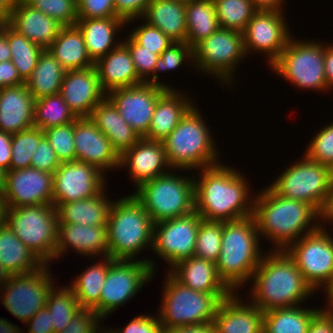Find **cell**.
Segmentation results:
<instances>
[{
  "instance_id": "68",
  "label": "cell",
  "mask_w": 333,
  "mask_h": 333,
  "mask_svg": "<svg viewBox=\"0 0 333 333\" xmlns=\"http://www.w3.org/2000/svg\"><path fill=\"white\" fill-rule=\"evenodd\" d=\"M16 0H0V22H7Z\"/></svg>"
},
{
  "instance_id": "49",
  "label": "cell",
  "mask_w": 333,
  "mask_h": 333,
  "mask_svg": "<svg viewBox=\"0 0 333 333\" xmlns=\"http://www.w3.org/2000/svg\"><path fill=\"white\" fill-rule=\"evenodd\" d=\"M31 7L55 19L62 26H73L78 20L77 0H24Z\"/></svg>"
},
{
  "instance_id": "13",
  "label": "cell",
  "mask_w": 333,
  "mask_h": 333,
  "mask_svg": "<svg viewBox=\"0 0 333 333\" xmlns=\"http://www.w3.org/2000/svg\"><path fill=\"white\" fill-rule=\"evenodd\" d=\"M156 261L152 259L114 260L101 289L99 303L93 310L102 318L123 307L147 282L154 278ZM153 277V278H152ZM143 286V287H142Z\"/></svg>"
},
{
  "instance_id": "26",
  "label": "cell",
  "mask_w": 333,
  "mask_h": 333,
  "mask_svg": "<svg viewBox=\"0 0 333 333\" xmlns=\"http://www.w3.org/2000/svg\"><path fill=\"white\" fill-rule=\"evenodd\" d=\"M184 286L195 291L214 294L220 301L229 297L233 291L219 277L216 263L196 256L183 259L168 271Z\"/></svg>"
},
{
  "instance_id": "18",
  "label": "cell",
  "mask_w": 333,
  "mask_h": 333,
  "mask_svg": "<svg viewBox=\"0 0 333 333\" xmlns=\"http://www.w3.org/2000/svg\"><path fill=\"white\" fill-rule=\"evenodd\" d=\"M95 166L80 161L60 163L53 173L52 204L83 200L98 195L107 179Z\"/></svg>"
},
{
  "instance_id": "53",
  "label": "cell",
  "mask_w": 333,
  "mask_h": 333,
  "mask_svg": "<svg viewBox=\"0 0 333 333\" xmlns=\"http://www.w3.org/2000/svg\"><path fill=\"white\" fill-rule=\"evenodd\" d=\"M102 320L93 309L81 308L59 333H99L104 328L100 324Z\"/></svg>"
},
{
  "instance_id": "61",
  "label": "cell",
  "mask_w": 333,
  "mask_h": 333,
  "mask_svg": "<svg viewBox=\"0 0 333 333\" xmlns=\"http://www.w3.org/2000/svg\"><path fill=\"white\" fill-rule=\"evenodd\" d=\"M12 134L0 131V167L9 171Z\"/></svg>"
},
{
  "instance_id": "55",
  "label": "cell",
  "mask_w": 333,
  "mask_h": 333,
  "mask_svg": "<svg viewBox=\"0 0 333 333\" xmlns=\"http://www.w3.org/2000/svg\"><path fill=\"white\" fill-rule=\"evenodd\" d=\"M59 165L60 161L57 159L54 149L44 136L32 154L31 167L53 174Z\"/></svg>"
},
{
  "instance_id": "10",
  "label": "cell",
  "mask_w": 333,
  "mask_h": 333,
  "mask_svg": "<svg viewBox=\"0 0 333 333\" xmlns=\"http://www.w3.org/2000/svg\"><path fill=\"white\" fill-rule=\"evenodd\" d=\"M324 44L320 40H299L291 36L270 69L296 88L323 93L328 90L329 93L324 70Z\"/></svg>"
},
{
  "instance_id": "11",
  "label": "cell",
  "mask_w": 333,
  "mask_h": 333,
  "mask_svg": "<svg viewBox=\"0 0 333 333\" xmlns=\"http://www.w3.org/2000/svg\"><path fill=\"white\" fill-rule=\"evenodd\" d=\"M301 158L287 166L269 187L280 196L308 203L320 214L327 200L333 170L304 154Z\"/></svg>"
},
{
  "instance_id": "34",
  "label": "cell",
  "mask_w": 333,
  "mask_h": 333,
  "mask_svg": "<svg viewBox=\"0 0 333 333\" xmlns=\"http://www.w3.org/2000/svg\"><path fill=\"white\" fill-rule=\"evenodd\" d=\"M106 191L105 187L98 195L91 198L58 204L56 206L58 224L107 226L113 201L108 199Z\"/></svg>"
},
{
  "instance_id": "30",
  "label": "cell",
  "mask_w": 333,
  "mask_h": 333,
  "mask_svg": "<svg viewBox=\"0 0 333 333\" xmlns=\"http://www.w3.org/2000/svg\"><path fill=\"white\" fill-rule=\"evenodd\" d=\"M94 67L106 93L143 83L135 71L129 49L123 43L97 60Z\"/></svg>"
},
{
  "instance_id": "32",
  "label": "cell",
  "mask_w": 333,
  "mask_h": 333,
  "mask_svg": "<svg viewBox=\"0 0 333 333\" xmlns=\"http://www.w3.org/2000/svg\"><path fill=\"white\" fill-rule=\"evenodd\" d=\"M90 119L109 139L113 149L121 156L141 137L125 122L114 104L106 97L91 112Z\"/></svg>"
},
{
  "instance_id": "56",
  "label": "cell",
  "mask_w": 333,
  "mask_h": 333,
  "mask_svg": "<svg viewBox=\"0 0 333 333\" xmlns=\"http://www.w3.org/2000/svg\"><path fill=\"white\" fill-rule=\"evenodd\" d=\"M141 314L133 317V319L126 324L124 328H117L108 330L111 333H160L162 325L160 323L158 315Z\"/></svg>"
},
{
  "instance_id": "40",
  "label": "cell",
  "mask_w": 333,
  "mask_h": 333,
  "mask_svg": "<svg viewBox=\"0 0 333 333\" xmlns=\"http://www.w3.org/2000/svg\"><path fill=\"white\" fill-rule=\"evenodd\" d=\"M186 43L194 48L220 28L213 0H192L185 8Z\"/></svg>"
},
{
  "instance_id": "54",
  "label": "cell",
  "mask_w": 333,
  "mask_h": 333,
  "mask_svg": "<svg viewBox=\"0 0 333 333\" xmlns=\"http://www.w3.org/2000/svg\"><path fill=\"white\" fill-rule=\"evenodd\" d=\"M78 19L119 17L114 0H77Z\"/></svg>"
},
{
  "instance_id": "3",
  "label": "cell",
  "mask_w": 333,
  "mask_h": 333,
  "mask_svg": "<svg viewBox=\"0 0 333 333\" xmlns=\"http://www.w3.org/2000/svg\"><path fill=\"white\" fill-rule=\"evenodd\" d=\"M250 283L248 299L263 312L305 304L316 293L284 250L264 252Z\"/></svg>"
},
{
  "instance_id": "59",
  "label": "cell",
  "mask_w": 333,
  "mask_h": 333,
  "mask_svg": "<svg viewBox=\"0 0 333 333\" xmlns=\"http://www.w3.org/2000/svg\"><path fill=\"white\" fill-rule=\"evenodd\" d=\"M12 61L0 62V89L24 84Z\"/></svg>"
},
{
  "instance_id": "29",
  "label": "cell",
  "mask_w": 333,
  "mask_h": 333,
  "mask_svg": "<svg viewBox=\"0 0 333 333\" xmlns=\"http://www.w3.org/2000/svg\"><path fill=\"white\" fill-rule=\"evenodd\" d=\"M182 90L166 89L157 100L151 125L144 137L152 141H163L179 124L186 112L195 105Z\"/></svg>"
},
{
  "instance_id": "39",
  "label": "cell",
  "mask_w": 333,
  "mask_h": 333,
  "mask_svg": "<svg viewBox=\"0 0 333 333\" xmlns=\"http://www.w3.org/2000/svg\"><path fill=\"white\" fill-rule=\"evenodd\" d=\"M101 259L85 268L69 285L81 308L93 309L99 303L108 268L114 261L109 256Z\"/></svg>"
},
{
  "instance_id": "50",
  "label": "cell",
  "mask_w": 333,
  "mask_h": 333,
  "mask_svg": "<svg viewBox=\"0 0 333 333\" xmlns=\"http://www.w3.org/2000/svg\"><path fill=\"white\" fill-rule=\"evenodd\" d=\"M314 134L305 153L308 159L319 162L333 170V123H327V126L319 129Z\"/></svg>"
},
{
  "instance_id": "27",
  "label": "cell",
  "mask_w": 333,
  "mask_h": 333,
  "mask_svg": "<svg viewBox=\"0 0 333 333\" xmlns=\"http://www.w3.org/2000/svg\"><path fill=\"white\" fill-rule=\"evenodd\" d=\"M7 23L44 50L57 38L62 25L24 0H16Z\"/></svg>"
},
{
  "instance_id": "47",
  "label": "cell",
  "mask_w": 333,
  "mask_h": 333,
  "mask_svg": "<svg viewBox=\"0 0 333 333\" xmlns=\"http://www.w3.org/2000/svg\"><path fill=\"white\" fill-rule=\"evenodd\" d=\"M222 221L201 220L194 256L216 263L221 251Z\"/></svg>"
},
{
  "instance_id": "21",
  "label": "cell",
  "mask_w": 333,
  "mask_h": 333,
  "mask_svg": "<svg viewBox=\"0 0 333 333\" xmlns=\"http://www.w3.org/2000/svg\"><path fill=\"white\" fill-rule=\"evenodd\" d=\"M74 144L76 161L95 166L104 175L110 169L119 170L120 156L90 117L74 121Z\"/></svg>"
},
{
  "instance_id": "2",
  "label": "cell",
  "mask_w": 333,
  "mask_h": 333,
  "mask_svg": "<svg viewBox=\"0 0 333 333\" xmlns=\"http://www.w3.org/2000/svg\"><path fill=\"white\" fill-rule=\"evenodd\" d=\"M257 192L253 217L260 239L270 240V250H285L321 225L320 214L308 203L280 196L269 186Z\"/></svg>"
},
{
  "instance_id": "38",
  "label": "cell",
  "mask_w": 333,
  "mask_h": 333,
  "mask_svg": "<svg viewBox=\"0 0 333 333\" xmlns=\"http://www.w3.org/2000/svg\"><path fill=\"white\" fill-rule=\"evenodd\" d=\"M320 310L298 305L266 311L262 333H307L311 320Z\"/></svg>"
},
{
  "instance_id": "5",
  "label": "cell",
  "mask_w": 333,
  "mask_h": 333,
  "mask_svg": "<svg viewBox=\"0 0 333 333\" xmlns=\"http://www.w3.org/2000/svg\"><path fill=\"white\" fill-rule=\"evenodd\" d=\"M206 122L200 109L193 105L162 141L172 169L195 172L221 163L217 143Z\"/></svg>"
},
{
  "instance_id": "71",
  "label": "cell",
  "mask_w": 333,
  "mask_h": 333,
  "mask_svg": "<svg viewBox=\"0 0 333 333\" xmlns=\"http://www.w3.org/2000/svg\"><path fill=\"white\" fill-rule=\"evenodd\" d=\"M9 274L3 269L0 263V287H2L8 280Z\"/></svg>"
},
{
  "instance_id": "67",
  "label": "cell",
  "mask_w": 333,
  "mask_h": 333,
  "mask_svg": "<svg viewBox=\"0 0 333 333\" xmlns=\"http://www.w3.org/2000/svg\"><path fill=\"white\" fill-rule=\"evenodd\" d=\"M325 296L327 298V300H325V306L322 308L321 306V310L329 315L333 317V280L323 289Z\"/></svg>"
},
{
  "instance_id": "52",
  "label": "cell",
  "mask_w": 333,
  "mask_h": 333,
  "mask_svg": "<svg viewBox=\"0 0 333 333\" xmlns=\"http://www.w3.org/2000/svg\"><path fill=\"white\" fill-rule=\"evenodd\" d=\"M143 22L142 25L134 27L129 36L140 46L161 55L174 42L160 29Z\"/></svg>"
},
{
  "instance_id": "22",
  "label": "cell",
  "mask_w": 333,
  "mask_h": 333,
  "mask_svg": "<svg viewBox=\"0 0 333 333\" xmlns=\"http://www.w3.org/2000/svg\"><path fill=\"white\" fill-rule=\"evenodd\" d=\"M59 93L77 118L90 117L92 110L107 97L94 66L66 71Z\"/></svg>"
},
{
  "instance_id": "42",
  "label": "cell",
  "mask_w": 333,
  "mask_h": 333,
  "mask_svg": "<svg viewBox=\"0 0 333 333\" xmlns=\"http://www.w3.org/2000/svg\"><path fill=\"white\" fill-rule=\"evenodd\" d=\"M6 36L10 46L11 61L17 68L19 76L26 82L44 49L18 33L7 22Z\"/></svg>"
},
{
  "instance_id": "51",
  "label": "cell",
  "mask_w": 333,
  "mask_h": 333,
  "mask_svg": "<svg viewBox=\"0 0 333 333\" xmlns=\"http://www.w3.org/2000/svg\"><path fill=\"white\" fill-rule=\"evenodd\" d=\"M122 43L129 49L138 78L153 84V72L160 55L140 46L129 35Z\"/></svg>"
},
{
  "instance_id": "7",
  "label": "cell",
  "mask_w": 333,
  "mask_h": 333,
  "mask_svg": "<svg viewBox=\"0 0 333 333\" xmlns=\"http://www.w3.org/2000/svg\"><path fill=\"white\" fill-rule=\"evenodd\" d=\"M175 170L142 183L132 193L154 224L195 211L194 175H178Z\"/></svg>"
},
{
  "instance_id": "46",
  "label": "cell",
  "mask_w": 333,
  "mask_h": 333,
  "mask_svg": "<svg viewBox=\"0 0 333 333\" xmlns=\"http://www.w3.org/2000/svg\"><path fill=\"white\" fill-rule=\"evenodd\" d=\"M184 63L195 67L193 48L186 42H174L158 58L153 72V84L160 85L166 89H173V86L160 81L159 72L173 71L180 68Z\"/></svg>"
},
{
  "instance_id": "48",
  "label": "cell",
  "mask_w": 333,
  "mask_h": 333,
  "mask_svg": "<svg viewBox=\"0 0 333 333\" xmlns=\"http://www.w3.org/2000/svg\"><path fill=\"white\" fill-rule=\"evenodd\" d=\"M60 163L76 161L74 122L43 130Z\"/></svg>"
},
{
  "instance_id": "36",
  "label": "cell",
  "mask_w": 333,
  "mask_h": 333,
  "mask_svg": "<svg viewBox=\"0 0 333 333\" xmlns=\"http://www.w3.org/2000/svg\"><path fill=\"white\" fill-rule=\"evenodd\" d=\"M0 263L9 275L30 273L44 264L7 224L0 227Z\"/></svg>"
},
{
  "instance_id": "6",
  "label": "cell",
  "mask_w": 333,
  "mask_h": 333,
  "mask_svg": "<svg viewBox=\"0 0 333 333\" xmlns=\"http://www.w3.org/2000/svg\"><path fill=\"white\" fill-rule=\"evenodd\" d=\"M154 223L133 195L113 200L107 223L108 256L114 260H137L152 248Z\"/></svg>"
},
{
  "instance_id": "64",
  "label": "cell",
  "mask_w": 333,
  "mask_h": 333,
  "mask_svg": "<svg viewBox=\"0 0 333 333\" xmlns=\"http://www.w3.org/2000/svg\"><path fill=\"white\" fill-rule=\"evenodd\" d=\"M10 60L11 51L6 36V22H0V62Z\"/></svg>"
},
{
  "instance_id": "16",
  "label": "cell",
  "mask_w": 333,
  "mask_h": 333,
  "mask_svg": "<svg viewBox=\"0 0 333 333\" xmlns=\"http://www.w3.org/2000/svg\"><path fill=\"white\" fill-rule=\"evenodd\" d=\"M202 218L193 211L190 214L154 224L150 251L173 267L183 259L193 257L196 236Z\"/></svg>"
},
{
  "instance_id": "33",
  "label": "cell",
  "mask_w": 333,
  "mask_h": 333,
  "mask_svg": "<svg viewBox=\"0 0 333 333\" xmlns=\"http://www.w3.org/2000/svg\"><path fill=\"white\" fill-rule=\"evenodd\" d=\"M186 2L152 0L139 20L160 29L173 42H186Z\"/></svg>"
},
{
  "instance_id": "20",
  "label": "cell",
  "mask_w": 333,
  "mask_h": 333,
  "mask_svg": "<svg viewBox=\"0 0 333 333\" xmlns=\"http://www.w3.org/2000/svg\"><path fill=\"white\" fill-rule=\"evenodd\" d=\"M2 194L7 208L52 204L53 174L32 167L9 170Z\"/></svg>"
},
{
  "instance_id": "35",
  "label": "cell",
  "mask_w": 333,
  "mask_h": 333,
  "mask_svg": "<svg viewBox=\"0 0 333 333\" xmlns=\"http://www.w3.org/2000/svg\"><path fill=\"white\" fill-rule=\"evenodd\" d=\"M48 51L66 71L94 66L86 50L83 35L76 25L62 26Z\"/></svg>"
},
{
  "instance_id": "57",
  "label": "cell",
  "mask_w": 333,
  "mask_h": 333,
  "mask_svg": "<svg viewBox=\"0 0 333 333\" xmlns=\"http://www.w3.org/2000/svg\"><path fill=\"white\" fill-rule=\"evenodd\" d=\"M152 0H114L116 14L130 24L141 18Z\"/></svg>"
},
{
  "instance_id": "70",
  "label": "cell",
  "mask_w": 333,
  "mask_h": 333,
  "mask_svg": "<svg viewBox=\"0 0 333 333\" xmlns=\"http://www.w3.org/2000/svg\"><path fill=\"white\" fill-rule=\"evenodd\" d=\"M6 212H7L6 201L3 198V194H0V227L6 224Z\"/></svg>"
},
{
  "instance_id": "14",
  "label": "cell",
  "mask_w": 333,
  "mask_h": 333,
  "mask_svg": "<svg viewBox=\"0 0 333 333\" xmlns=\"http://www.w3.org/2000/svg\"><path fill=\"white\" fill-rule=\"evenodd\" d=\"M327 228L320 225L284 250L316 293L333 280V229Z\"/></svg>"
},
{
  "instance_id": "72",
  "label": "cell",
  "mask_w": 333,
  "mask_h": 333,
  "mask_svg": "<svg viewBox=\"0 0 333 333\" xmlns=\"http://www.w3.org/2000/svg\"><path fill=\"white\" fill-rule=\"evenodd\" d=\"M5 179H6V171L0 167V194H2L4 191Z\"/></svg>"
},
{
  "instance_id": "69",
  "label": "cell",
  "mask_w": 333,
  "mask_h": 333,
  "mask_svg": "<svg viewBox=\"0 0 333 333\" xmlns=\"http://www.w3.org/2000/svg\"><path fill=\"white\" fill-rule=\"evenodd\" d=\"M25 330L14 325L6 318H0V333H24Z\"/></svg>"
},
{
  "instance_id": "58",
  "label": "cell",
  "mask_w": 333,
  "mask_h": 333,
  "mask_svg": "<svg viewBox=\"0 0 333 333\" xmlns=\"http://www.w3.org/2000/svg\"><path fill=\"white\" fill-rule=\"evenodd\" d=\"M28 333H54L51 323V313L45 306L25 323ZM26 333V332H25Z\"/></svg>"
},
{
  "instance_id": "12",
  "label": "cell",
  "mask_w": 333,
  "mask_h": 333,
  "mask_svg": "<svg viewBox=\"0 0 333 333\" xmlns=\"http://www.w3.org/2000/svg\"><path fill=\"white\" fill-rule=\"evenodd\" d=\"M193 53L196 71L215 77L229 89L235 84L236 67L247 56L242 32L223 28L197 44Z\"/></svg>"
},
{
  "instance_id": "23",
  "label": "cell",
  "mask_w": 333,
  "mask_h": 333,
  "mask_svg": "<svg viewBox=\"0 0 333 333\" xmlns=\"http://www.w3.org/2000/svg\"><path fill=\"white\" fill-rule=\"evenodd\" d=\"M129 168L135 189L142 183L169 172L170 167L163 142L140 138L120 156V168Z\"/></svg>"
},
{
  "instance_id": "75",
  "label": "cell",
  "mask_w": 333,
  "mask_h": 333,
  "mask_svg": "<svg viewBox=\"0 0 333 333\" xmlns=\"http://www.w3.org/2000/svg\"><path fill=\"white\" fill-rule=\"evenodd\" d=\"M180 1H183V2H189V1H192V0H180Z\"/></svg>"
},
{
  "instance_id": "63",
  "label": "cell",
  "mask_w": 333,
  "mask_h": 333,
  "mask_svg": "<svg viewBox=\"0 0 333 333\" xmlns=\"http://www.w3.org/2000/svg\"><path fill=\"white\" fill-rule=\"evenodd\" d=\"M320 223L321 226H325L326 224L324 223H328V225L333 226V178L330 184V189L328 191V196H327V200L324 204V207L321 210L320 213Z\"/></svg>"
},
{
  "instance_id": "62",
  "label": "cell",
  "mask_w": 333,
  "mask_h": 333,
  "mask_svg": "<svg viewBox=\"0 0 333 333\" xmlns=\"http://www.w3.org/2000/svg\"><path fill=\"white\" fill-rule=\"evenodd\" d=\"M324 70L327 86L331 91L333 90V42L332 44L325 42Z\"/></svg>"
},
{
  "instance_id": "41",
  "label": "cell",
  "mask_w": 333,
  "mask_h": 333,
  "mask_svg": "<svg viewBox=\"0 0 333 333\" xmlns=\"http://www.w3.org/2000/svg\"><path fill=\"white\" fill-rule=\"evenodd\" d=\"M33 117L34 127L42 131L77 119L60 93L35 100Z\"/></svg>"
},
{
  "instance_id": "4",
  "label": "cell",
  "mask_w": 333,
  "mask_h": 333,
  "mask_svg": "<svg viewBox=\"0 0 333 333\" xmlns=\"http://www.w3.org/2000/svg\"><path fill=\"white\" fill-rule=\"evenodd\" d=\"M260 240L253 215L222 221L221 251L216 267L219 277L233 292H239V288L248 286L246 284L260 264L264 254Z\"/></svg>"
},
{
  "instance_id": "44",
  "label": "cell",
  "mask_w": 333,
  "mask_h": 333,
  "mask_svg": "<svg viewBox=\"0 0 333 333\" xmlns=\"http://www.w3.org/2000/svg\"><path fill=\"white\" fill-rule=\"evenodd\" d=\"M219 26L243 32L258 11L252 0H213Z\"/></svg>"
},
{
  "instance_id": "1",
  "label": "cell",
  "mask_w": 333,
  "mask_h": 333,
  "mask_svg": "<svg viewBox=\"0 0 333 333\" xmlns=\"http://www.w3.org/2000/svg\"><path fill=\"white\" fill-rule=\"evenodd\" d=\"M197 175L194 176L195 211L203 220L227 222L253 215L255 194L250 193L243 172L220 163L200 169Z\"/></svg>"
},
{
  "instance_id": "60",
  "label": "cell",
  "mask_w": 333,
  "mask_h": 333,
  "mask_svg": "<svg viewBox=\"0 0 333 333\" xmlns=\"http://www.w3.org/2000/svg\"><path fill=\"white\" fill-rule=\"evenodd\" d=\"M307 333H333V317L320 310L311 320Z\"/></svg>"
},
{
  "instance_id": "65",
  "label": "cell",
  "mask_w": 333,
  "mask_h": 333,
  "mask_svg": "<svg viewBox=\"0 0 333 333\" xmlns=\"http://www.w3.org/2000/svg\"><path fill=\"white\" fill-rule=\"evenodd\" d=\"M252 2L257 10L282 11L286 9L283 8L285 4L284 0H252Z\"/></svg>"
},
{
  "instance_id": "28",
  "label": "cell",
  "mask_w": 333,
  "mask_h": 333,
  "mask_svg": "<svg viewBox=\"0 0 333 333\" xmlns=\"http://www.w3.org/2000/svg\"><path fill=\"white\" fill-rule=\"evenodd\" d=\"M34 102L25 83L0 89V131L15 134L32 128Z\"/></svg>"
},
{
  "instance_id": "43",
  "label": "cell",
  "mask_w": 333,
  "mask_h": 333,
  "mask_svg": "<svg viewBox=\"0 0 333 333\" xmlns=\"http://www.w3.org/2000/svg\"><path fill=\"white\" fill-rule=\"evenodd\" d=\"M46 307L51 313L54 333L64 330L81 309L73 289L68 284L60 286L59 289L54 285L48 295Z\"/></svg>"
},
{
  "instance_id": "8",
  "label": "cell",
  "mask_w": 333,
  "mask_h": 333,
  "mask_svg": "<svg viewBox=\"0 0 333 333\" xmlns=\"http://www.w3.org/2000/svg\"><path fill=\"white\" fill-rule=\"evenodd\" d=\"M6 224L44 264L55 261L58 217L53 204L7 208Z\"/></svg>"
},
{
  "instance_id": "24",
  "label": "cell",
  "mask_w": 333,
  "mask_h": 333,
  "mask_svg": "<svg viewBox=\"0 0 333 333\" xmlns=\"http://www.w3.org/2000/svg\"><path fill=\"white\" fill-rule=\"evenodd\" d=\"M69 249L82 255L81 257L87 256L93 260L98 257L95 261L107 257V226L58 224L55 259L59 260L67 255L65 252L67 253Z\"/></svg>"
},
{
  "instance_id": "45",
  "label": "cell",
  "mask_w": 333,
  "mask_h": 333,
  "mask_svg": "<svg viewBox=\"0 0 333 333\" xmlns=\"http://www.w3.org/2000/svg\"><path fill=\"white\" fill-rule=\"evenodd\" d=\"M43 137V131L34 126L27 130L12 134V154L9 170H20L31 167L32 154Z\"/></svg>"
},
{
  "instance_id": "17",
  "label": "cell",
  "mask_w": 333,
  "mask_h": 333,
  "mask_svg": "<svg viewBox=\"0 0 333 333\" xmlns=\"http://www.w3.org/2000/svg\"><path fill=\"white\" fill-rule=\"evenodd\" d=\"M283 11L258 10L242 32L246 55L263 53L269 67L285 49L291 34Z\"/></svg>"
},
{
  "instance_id": "15",
  "label": "cell",
  "mask_w": 333,
  "mask_h": 333,
  "mask_svg": "<svg viewBox=\"0 0 333 333\" xmlns=\"http://www.w3.org/2000/svg\"><path fill=\"white\" fill-rule=\"evenodd\" d=\"M50 266L43 264L30 273L9 275L7 282L0 287L1 304L23 324L46 306L48 295L56 283Z\"/></svg>"
},
{
  "instance_id": "66",
  "label": "cell",
  "mask_w": 333,
  "mask_h": 333,
  "mask_svg": "<svg viewBox=\"0 0 333 333\" xmlns=\"http://www.w3.org/2000/svg\"><path fill=\"white\" fill-rule=\"evenodd\" d=\"M180 333H216L213 323H200L176 328Z\"/></svg>"
},
{
  "instance_id": "25",
  "label": "cell",
  "mask_w": 333,
  "mask_h": 333,
  "mask_svg": "<svg viewBox=\"0 0 333 333\" xmlns=\"http://www.w3.org/2000/svg\"><path fill=\"white\" fill-rule=\"evenodd\" d=\"M243 300L233 292L220 302L213 320L216 333H262L264 312Z\"/></svg>"
},
{
  "instance_id": "31",
  "label": "cell",
  "mask_w": 333,
  "mask_h": 333,
  "mask_svg": "<svg viewBox=\"0 0 333 333\" xmlns=\"http://www.w3.org/2000/svg\"><path fill=\"white\" fill-rule=\"evenodd\" d=\"M75 25L80 29L88 55L95 63L123 42L122 39L117 42L116 35L123 26L126 27V21L120 17L87 18L78 19Z\"/></svg>"
},
{
  "instance_id": "37",
  "label": "cell",
  "mask_w": 333,
  "mask_h": 333,
  "mask_svg": "<svg viewBox=\"0 0 333 333\" xmlns=\"http://www.w3.org/2000/svg\"><path fill=\"white\" fill-rule=\"evenodd\" d=\"M66 70L48 51L43 50L31 76L25 84L35 100L58 94Z\"/></svg>"
},
{
  "instance_id": "73",
  "label": "cell",
  "mask_w": 333,
  "mask_h": 333,
  "mask_svg": "<svg viewBox=\"0 0 333 333\" xmlns=\"http://www.w3.org/2000/svg\"><path fill=\"white\" fill-rule=\"evenodd\" d=\"M160 333H180V332L176 328H166L162 326Z\"/></svg>"
},
{
  "instance_id": "9",
  "label": "cell",
  "mask_w": 333,
  "mask_h": 333,
  "mask_svg": "<svg viewBox=\"0 0 333 333\" xmlns=\"http://www.w3.org/2000/svg\"><path fill=\"white\" fill-rule=\"evenodd\" d=\"M166 280V281H165ZM158 315L166 328L213 323L220 300L212 293L195 291L184 286L169 272L166 274Z\"/></svg>"
},
{
  "instance_id": "74",
  "label": "cell",
  "mask_w": 333,
  "mask_h": 333,
  "mask_svg": "<svg viewBox=\"0 0 333 333\" xmlns=\"http://www.w3.org/2000/svg\"><path fill=\"white\" fill-rule=\"evenodd\" d=\"M106 326L99 333H111L108 329H105Z\"/></svg>"
},
{
  "instance_id": "19",
  "label": "cell",
  "mask_w": 333,
  "mask_h": 333,
  "mask_svg": "<svg viewBox=\"0 0 333 333\" xmlns=\"http://www.w3.org/2000/svg\"><path fill=\"white\" fill-rule=\"evenodd\" d=\"M166 88L152 83L117 88L107 93L121 117L143 138L151 125L158 97Z\"/></svg>"
}]
</instances>
